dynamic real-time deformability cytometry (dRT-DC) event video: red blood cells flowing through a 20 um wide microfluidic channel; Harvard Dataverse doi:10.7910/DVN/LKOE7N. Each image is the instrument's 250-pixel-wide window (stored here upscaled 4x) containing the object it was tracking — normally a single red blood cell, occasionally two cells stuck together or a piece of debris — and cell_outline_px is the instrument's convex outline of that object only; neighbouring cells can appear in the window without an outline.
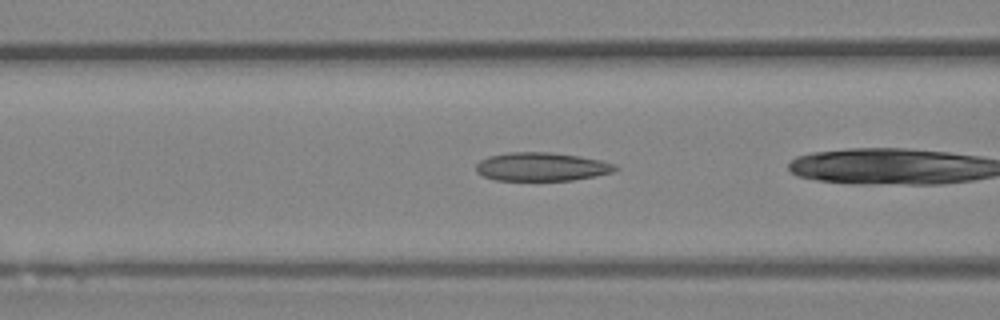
{"species": "Egyptian fruit bat (a non-hibernating species)", "species_latin": "Rousettus aegyptiacus", "temperature_condition": "room temperature", "stored_images_in_passage": 23, "camera_frame_rate_fps": 3000, "um_per_image_px": 0.085, "animal": {"sex": "female"}, "frame": {"image": 1, "passage_image": 4, "time_ms": 1.0, "image_size_px": [1000, 320], "cell_outline_px": [[620, 168], [612, 172], [596, 176], [572, 180], [496, 180], [484, 176], [476, 172], [476, 164], [480, 160], [488, 156], [508, 152], [548, 152], [580, 156], [600, 160], [616, 164]], "centroid_in_image_um": [46.04, 14.17], "position_along_channel_um": 120.6, "area_um2": 23.18}}
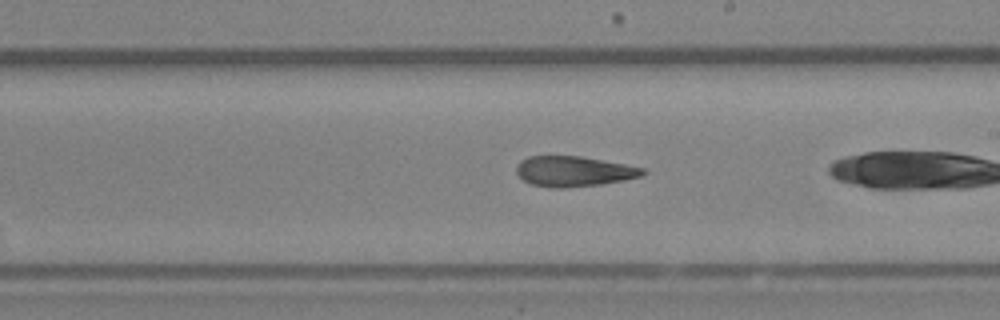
{"frame": {"image": 2, "passage_image": 13, "time_ms": 4.0, "image_size_px": [1000, 320], "cell_outline_px": [[648, 172], [640, 176], [624, 180], [600, 184], [564, 188], [552, 188], [532, 184], [524, 180], [516, 172], [516, 164], [520, 160], [528, 156], [580, 156], [624, 164], [644, 168]], "centroid_in_image_um": [48.75, 14.56], "position_along_channel_um": 240.3, "area_um2": 22.25}}
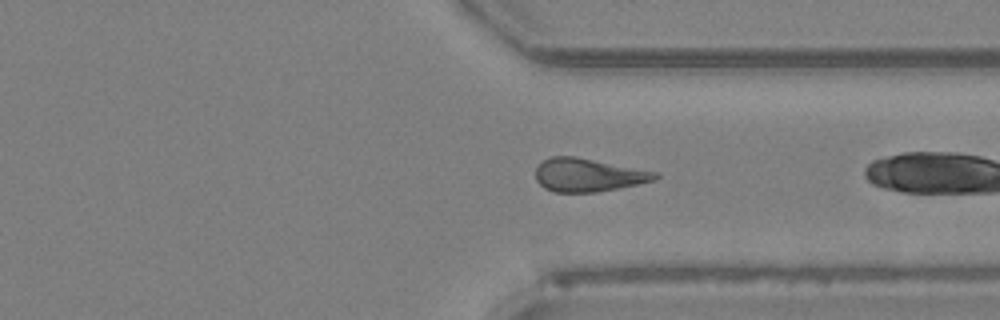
{"frame": {"image": 3, "passage_image": 22, "time_ms": 7.0, "image_size_px": [1000, 320], "cell_outline_px": [[660, 176], [656, 180], [596, 192], [552, 192], [544, 188], [536, 180], [536, 168], [544, 160], [552, 156], [576, 156], [660, 172]], "centroid_in_image_um": [50.02, 14.87], "position_along_channel_um": 361.4, "area_um2": 23.24}}